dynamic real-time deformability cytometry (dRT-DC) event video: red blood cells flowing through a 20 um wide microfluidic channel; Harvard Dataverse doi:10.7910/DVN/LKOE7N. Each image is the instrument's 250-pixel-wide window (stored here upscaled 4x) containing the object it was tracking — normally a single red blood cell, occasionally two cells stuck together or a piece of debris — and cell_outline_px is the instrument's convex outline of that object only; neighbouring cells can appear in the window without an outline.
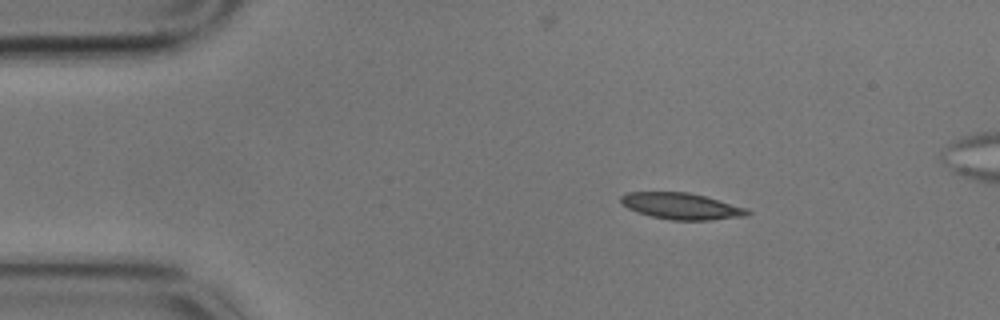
{"species": "common noctule bat (a hibernating species)", "species_latin": "Nyctalus noctula", "temperature_condition": "cold", "stored_images_in_passage": 4, "camera_frame_rate_fps": 3000, "um_per_image_px": 0.085, "animal": {"sex": "male", "body_mass_g": 17.9}, "frame": {"image": 1, "passage_image": 2, "time_ms": 0.333, "image_size_px": [1000, 320], "cell_outline_px": [[752, 212], [748, 216], [712, 220], [672, 220], [652, 216], [636, 212], [628, 208], [620, 200], [620, 196], [628, 192], [688, 192], [704, 196], [748, 208]], "centroid_in_image_um": [57.96, 17.52], "position_along_channel_um": 27.0, "area_um2": 19.48}}